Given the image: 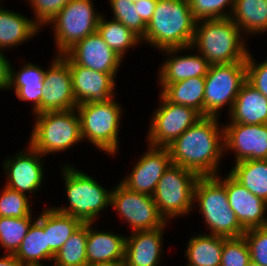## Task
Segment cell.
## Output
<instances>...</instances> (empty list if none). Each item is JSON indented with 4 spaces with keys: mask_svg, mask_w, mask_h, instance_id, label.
<instances>
[{
    "mask_svg": "<svg viewBox=\"0 0 267 266\" xmlns=\"http://www.w3.org/2000/svg\"><path fill=\"white\" fill-rule=\"evenodd\" d=\"M54 56L45 72L41 113L67 111L77 106L69 64L61 55Z\"/></svg>",
    "mask_w": 267,
    "mask_h": 266,
    "instance_id": "cell-17",
    "label": "cell"
},
{
    "mask_svg": "<svg viewBox=\"0 0 267 266\" xmlns=\"http://www.w3.org/2000/svg\"><path fill=\"white\" fill-rule=\"evenodd\" d=\"M61 56L68 63L111 74L115 79L122 60L125 61L105 43L97 31L74 44Z\"/></svg>",
    "mask_w": 267,
    "mask_h": 266,
    "instance_id": "cell-15",
    "label": "cell"
},
{
    "mask_svg": "<svg viewBox=\"0 0 267 266\" xmlns=\"http://www.w3.org/2000/svg\"><path fill=\"white\" fill-rule=\"evenodd\" d=\"M68 64L77 105L115 97L116 79L111 74L94 71L76 63Z\"/></svg>",
    "mask_w": 267,
    "mask_h": 266,
    "instance_id": "cell-19",
    "label": "cell"
},
{
    "mask_svg": "<svg viewBox=\"0 0 267 266\" xmlns=\"http://www.w3.org/2000/svg\"><path fill=\"white\" fill-rule=\"evenodd\" d=\"M152 113L147 145L167 147L202 116L193 108L169 102L161 93Z\"/></svg>",
    "mask_w": 267,
    "mask_h": 266,
    "instance_id": "cell-12",
    "label": "cell"
},
{
    "mask_svg": "<svg viewBox=\"0 0 267 266\" xmlns=\"http://www.w3.org/2000/svg\"><path fill=\"white\" fill-rule=\"evenodd\" d=\"M157 1L158 0H138L134 2L135 7H137L139 12V16L146 24L152 19Z\"/></svg>",
    "mask_w": 267,
    "mask_h": 266,
    "instance_id": "cell-42",
    "label": "cell"
},
{
    "mask_svg": "<svg viewBox=\"0 0 267 266\" xmlns=\"http://www.w3.org/2000/svg\"><path fill=\"white\" fill-rule=\"evenodd\" d=\"M169 102L193 108L204 116L205 77H193L175 83H158Z\"/></svg>",
    "mask_w": 267,
    "mask_h": 266,
    "instance_id": "cell-27",
    "label": "cell"
},
{
    "mask_svg": "<svg viewBox=\"0 0 267 266\" xmlns=\"http://www.w3.org/2000/svg\"><path fill=\"white\" fill-rule=\"evenodd\" d=\"M115 97L105 101L86 102L76 106L81 137L98 151L115 157L119 150L120 124L124 109ZM112 155V156H111Z\"/></svg>",
    "mask_w": 267,
    "mask_h": 266,
    "instance_id": "cell-5",
    "label": "cell"
},
{
    "mask_svg": "<svg viewBox=\"0 0 267 266\" xmlns=\"http://www.w3.org/2000/svg\"><path fill=\"white\" fill-rule=\"evenodd\" d=\"M1 6L3 5H0V51L11 50L38 36L42 29L33 18Z\"/></svg>",
    "mask_w": 267,
    "mask_h": 266,
    "instance_id": "cell-25",
    "label": "cell"
},
{
    "mask_svg": "<svg viewBox=\"0 0 267 266\" xmlns=\"http://www.w3.org/2000/svg\"><path fill=\"white\" fill-rule=\"evenodd\" d=\"M245 40L231 18L200 20L190 50H197L210 65L235 63L246 61L250 49Z\"/></svg>",
    "mask_w": 267,
    "mask_h": 266,
    "instance_id": "cell-3",
    "label": "cell"
},
{
    "mask_svg": "<svg viewBox=\"0 0 267 266\" xmlns=\"http://www.w3.org/2000/svg\"><path fill=\"white\" fill-rule=\"evenodd\" d=\"M190 47L166 49L160 51L164 58V62L160 65L158 71V83H175L193 77H205L207 75L210 64L197 51L196 54H186ZM182 51V52H181ZM179 53H182L178 55ZM166 54V55H164Z\"/></svg>",
    "mask_w": 267,
    "mask_h": 266,
    "instance_id": "cell-21",
    "label": "cell"
},
{
    "mask_svg": "<svg viewBox=\"0 0 267 266\" xmlns=\"http://www.w3.org/2000/svg\"><path fill=\"white\" fill-rule=\"evenodd\" d=\"M234 2L235 0H190L189 4L195 19L200 21L230 18Z\"/></svg>",
    "mask_w": 267,
    "mask_h": 266,
    "instance_id": "cell-37",
    "label": "cell"
},
{
    "mask_svg": "<svg viewBox=\"0 0 267 266\" xmlns=\"http://www.w3.org/2000/svg\"><path fill=\"white\" fill-rule=\"evenodd\" d=\"M230 18L245 38L267 33V0H235Z\"/></svg>",
    "mask_w": 267,
    "mask_h": 266,
    "instance_id": "cell-29",
    "label": "cell"
},
{
    "mask_svg": "<svg viewBox=\"0 0 267 266\" xmlns=\"http://www.w3.org/2000/svg\"><path fill=\"white\" fill-rule=\"evenodd\" d=\"M44 156L29 144L23 150L4 159L5 186L29 198L43 186L45 176Z\"/></svg>",
    "mask_w": 267,
    "mask_h": 266,
    "instance_id": "cell-13",
    "label": "cell"
},
{
    "mask_svg": "<svg viewBox=\"0 0 267 266\" xmlns=\"http://www.w3.org/2000/svg\"><path fill=\"white\" fill-rule=\"evenodd\" d=\"M0 266H25L21 264L12 254H3L0 257Z\"/></svg>",
    "mask_w": 267,
    "mask_h": 266,
    "instance_id": "cell-44",
    "label": "cell"
},
{
    "mask_svg": "<svg viewBox=\"0 0 267 266\" xmlns=\"http://www.w3.org/2000/svg\"><path fill=\"white\" fill-rule=\"evenodd\" d=\"M75 167L68 163L61 164L59 171L62 174L68 205L53 207L61 213L79 219L82 223H94L99 214L110 207L112 189L107 190L96 181V178Z\"/></svg>",
    "mask_w": 267,
    "mask_h": 266,
    "instance_id": "cell-4",
    "label": "cell"
},
{
    "mask_svg": "<svg viewBox=\"0 0 267 266\" xmlns=\"http://www.w3.org/2000/svg\"><path fill=\"white\" fill-rule=\"evenodd\" d=\"M0 192V217L34 216L29 197L4 185Z\"/></svg>",
    "mask_w": 267,
    "mask_h": 266,
    "instance_id": "cell-36",
    "label": "cell"
},
{
    "mask_svg": "<svg viewBox=\"0 0 267 266\" xmlns=\"http://www.w3.org/2000/svg\"><path fill=\"white\" fill-rule=\"evenodd\" d=\"M28 144L41 155L68 151L82 142L80 118L76 108L67 111L34 114Z\"/></svg>",
    "mask_w": 267,
    "mask_h": 266,
    "instance_id": "cell-7",
    "label": "cell"
},
{
    "mask_svg": "<svg viewBox=\"0 0 267 266\" xmlns=\"http://www.w3.org/2000/svg\"><path fill=\"white\" fill-rule=\"evenodd\" d=\"M33 218L34 216L0 217V246L4 248L6 254L14 255L16 253L31 224L36 220Z\"/></svg>",
    "mask_w": 267,
    "mask_h": 266,
    "instance_id": "cell-34",
    "label": "cell"
},
{
    "mask_svg": "<svg viewBox=\"0 0 267 266\" xmlns=\"http://www.w3.org/2000/svg\"><path fill=\"white\" fill-rule=\"evenodd\" d=\"M110 206L124 222L129 223L131 232L154 230L167 223L153 196L131 191L120 182L112 187Z\"/></svg>",
    "mask_w": 267,
    "mask_h": 266,
    "instance_id": "cell-11",
    "label": "cell"
},
{
    "mask_svg": "<svg viewBox=\"0 0 267 266\" xmlns=\"http://www.w3.org/2000/svg\"><path fill=\"white\" fill-rule=\"evenodd\" d=\"M147 149L129 175L118 182L131 191L153 196L158 181L172 162L167 147L148 145Z\"/></svg>",
    "mask_w": 267,
    "mask_h": 266,
    "instance_id": "cell-16",
    "label": "cell"
},
{
    "mask_svg": "<svg viewBox=\"0 0 267 266\" xmlns=\"http://www.w3.org/2000/svg\"><path fill=\"white\" fill-rule=\"evenodd\" d=\"M197 20L188 1L158 0L142 44L163 51L191 46Z\"/></svg>",
    "mask_w": 267,
    "mask_h": 266,
    "instance_id": "cell-2",
    "label": "cell"
},
{
    "mask_svg": "<svg viewBox=\"0 0 267 266\" xmlns=\"http://www.w3.org/2000/svg\"><path fill=\"white\" fill-rule=\"evenodd\" d=\"M227 116L229 123L267 124V98L246 80Z\"/></svg>",
    "mask_w": 267,
    "mask_h": 266,
    "instance_id": "cell-24",
    "label": "cell"
},
{
    "mask_svg": "<svg viewBox=\"0 0 267 266\" xmlns=\"http://www.w3.org/2000/svg\"><path fill=\"white\" fill-rule=\"evenodd\" d=\"M245 81V61L210 65L205 76L204 116L220 117L226 105L229 113Z\"/></svg>",
    "mask_w": 267,
    "mask_h": 266,
    "instance_id": "cell-10",
    "label": "cell"
},
{
    "mask_svg": "<svg viewBox=\"0 0 267 266\" xmlns=\"http://www.w3.org/2000/svg\"><path fill=\"white\" fill-rule=\"evenodd\" d=\"M93 266H125V264H124V262H115V263L93 265Z\"/></svg>",
    "mask_w": 267,
    "mask_h": 266,
    "instance_id": "cell-45",
    "label": "cell"
},
{
    "mask_svg": "<svg viewBox=\"0 0 267 266\" xmlns=\"http://www.w3.org/2000/svg\"><path fill=\"white\" fill-rule=\"evenodd\" d=\"M223 128L224 155L232 151L235 163L267 159V124L226 123Z\"/></svg>",
    "mask_w": 267,
    "mask_h": 266,
    "instance_id": "cell-14",
    "label": "cell"
},
{
    "mask_svg": "<svg viewBox=\"0 0 267 266\" xmlns=\"http://www.w3.org/2000/svg\"><path fill=\"white\" fill-rule=\"evenodd\" d=\"M169 222L154 230L133 231L126 237L125 266H159L163 259V237Z\"/></svg>",
    "mask_w": 267,
    "mask_h": 266,
    "instance_id": "cell-20",
    "label": "cell"
},
{
    "mask_svg": "<svg viewBox=\"0 0 267 266\" xmlns=\"http://www.w3.org/2000/svg\"><path fill=\"white\" fill-rule=\"evenodd\" d=\"M224 186L231 209L245 230L267 226V203L249 192L229 172L215 176Z\"/></svg>",
    "mask_w": 267,
    "mask_h": 266,
    "instance_id": "cell-18",
    "label": "cell"
},
{
    "mask_svg": "<svg viewBox=\"0 0 267 266\" xmlns=\"http://www.w3.org/2000/svg\"><path fill=\"white\" fill-rule=\"evenodd\" d=\"M233 165L229 173L249 192L267 203V159L243 160Z\"/></svg>",
    "mask_w": 267,
    "mask_h": 266,
    "instance_id": "cell-31",
    "label": "cell"
},
{
    "mask_svg": "<svg viewBox=\"0 0 267 266\" xmlns=\"http://www.w3.org/2000/svg\"><path fill=\"white\" fill-rule=\"evenodd\" d=\"M34 11L33 21L42 29L71 0H27Z\"/></svg>",
    "mask_w": 267,
    "mask_h": 266,
    "instance_id": "cell-40",
    "label": "cell"
},
{
    "mask_svg": "<svg viewBox=\"0 0 267 266\" xmlns=\"http://www.w3.org/2000/svg\"><path fill=\"white\" fill-rule=\"evenodd\" d=\"M251 261L244 236L223 237L221 266H246Z\"/></svg>",
    "mask_w": 267,
    "mask_h": 266,
    "instance_id": "cell-38",
    "label": "cell"
},
{
    "mask_svg": "<svg viewBox=\"0 0 267 266\" xmlns=\"http://www.w3.org/2000/svg\"><path fill=\"white\" fill-rule=\"evenodd\" d=\"M193 203L199 207L197 209L210 230L209 234L229 238L245 233L246 230L229 205L225 186L215 176L198 178Z\"/></svg>",
    "mask_w": 267,
    "mask_h": 266,
    "instance_id": "cell-6",
    "label": "cell"
},
{
    "mask_svg": "<svg viewBox=\"0 0 267 266\" xmlns=\"http://www.w3.org/2000/svg\"><path fill=\"white\" fill-rule=\"evenodd\" d=\"M186 266H221L223 236L205 233L192 235L186 244Z\"/></svg>",
    "mask_w": 267,
    "mask_h": 266,
    "instance_id": "cell-28",
    "label": "cell"
},
{
    "mask_svg": "<svg viewBox=\"0 0 267 266\" xmlns=\"http://www.w3.org/2000/svg\"><path fill=\"white\" fill-rule=\"evenodd\" d=\"M248 52L246 58V80L267 98V58L257 62Z\"/></svg>",
    "mask_w": 267,
    "mask_h": 266,
    "instance_id": "cell-41",
    "label": "cell"
},
{
    "mask_svg": "<svg viewBox=\"0 0 267 266\" xmlns=\"http://www.w3.org/2000/svg\"><path fill=\"white\" fill-rule=\"evenodd\" d=\"M246 266H260V265L250 261Z\"/></svg>",
    "mask_w": 267,
    "mask_h": 266,
    "instance_id": "cell-46",
    "label": "cell"
},
{
    "mask_svg": "<svg viewBox=\"0 0 267 266\" xmlns=\"http://www.w3.org/2000/svg\"><path fill=\"white\" fill-rule=\"evenodd\" d=\"M44 233L47 239V262H53L56 253L68 238L83 224L79 219L45 206Z\"/></svg>",
    "mask_w": 267,
    "mask_h": 266,
    "instance_id": "cell-26",
    "label": "cell"
},
{
    "mask_svg": "<svg viewBox=\"0 0 267 266\" xmlns=\"http://www.w3.org/2000/svg\"><path fill=\"white\" fill-rule=\"evenodd\" d=\"M20 70L14 69L10 63L9 91L13 89L20 101L32 103V113L41 114V99L44 92L45 72L35 63L25 62Z\"/></svg>",
    "mask_w": 267,
    "mask_h": 266,
    "instance_id": "cell-23",
    "label": "cell"
},
{
    "mask_svg": "<svg viewBox=\"0 0 267 266\" xmlns=\"http://www.w3.org/2000/svg\"><path fill=\"white\" fill-rule=\"evenodd\" d=\"M219 119L202 116L167 146L172 164L180 165L199 177L218 175L224 157V128Z\"/></svg>",
    "mask_w": 267,
    "mask_h": 266,
    "instance_id": "cell-1",
    "label": "cell"
},
{
    "mask_svg": "<svg viewBox=\"0 0 267 266\" xmlns=\"http://www.w3.org/2000/svg\"><path fill=\"white\" fill-rule=\"evenodd\" d=\"M87 235L88 223H83L56 253L53 266H88Z\"/></svg>",
    "mask_w": 267,
    "mask_h": 266,
    "instance_id": "cell-33",
    "label": "cell"
},
{
    "mask_svg": "<svg viewBox=\"0 0 267 266\" xmlns=\"http://www.w3.org/2000/svg\"><path fill=\"white\" fill-rule=\"evenodd\" d=\"M94 0H71L47 24L53 29L55 54L62 55L74 44L97 30L101 14Z\"/></svg>",
    "mask_w": 267,
    "mask_h": 266,
    "instance_id": "cell-9",
    "label": "cell"
},
{
    "mask_svg": "<svg viewBox=\"0 0 267 266\" xmlns=\"http://www.w3.org/2000/svg\"><path fill=\"white\" fill-rule=\"evenodd\" d=\"M112 19L123 23L130 31L143 39L147 24L139 16L137 7L130 0H109Z\"/></svg>",
    "mask_w": 267,
    "mask_h": 266,
    "instance_id": "cell-35",
    "label": "cell"
},
{
    "mask_svg": "<svg viewBox=\"0 0 267 266\" xmlns=\"http://www.w3.org/2000/svg\"><path fill=\"white\" fill-rule=\"evenodd\" d=\"M198 178L196 173L172 163L165 170L156 185L153 199L167 222L189 215L194 209V188Z\"/></svg>",
    "mask_w": 267,
    "mask_h": 266,
    "instance_id": "cell-8",
    "label": "cell"
},
{
    "mask_svg": "<svg viewBox=\"0 0 267 266\" xmlns=\"http://www.w3.org/2000/svg\"><path fill=\"white\" fill-rule=\"evenodd\" d=\"M10 60L0 51V90H9Z\"/></svg>",
    "mask_w": 267,
    "mask_h": 266,
    "instance_id": "cell-43",
    "label": "cell"
},
{
    "mask_svg": "<svg viewBox=\"0 0 267 266\" xmlns=\"http://www.w3.org/2000/svg\"><path fill=\"white\" fill-rule=\"evenodd\" d=\"M104 13L101 14L97 32L105 43L122 59L128 53V49L142 44L141 39L130 31L123 23L114 19L106 20ZM137 45V46H136Z\"/></svg>",
    "mask_w": 267,
    "mask_h": 266,
    "instance_id": "cell-32",
    "label": "cell"
},
{
    "mask_svg": "<svg viewBox=\"0 0 267 266\" xmlns=\"http://www.w3.org/2000/svg\"><path fill=\"white\" fill-rule=\"evenodd\" d=\"M88 223L86 256L88 266L124 262L126 235L101 231ZM95 228V229H93Z\"/></svg>",
    "mask_w": 267,
    "mask_h": 266,
    "instance_id": "cell-22",
    "label": "cell"
},
{
    "mask_svg": "<svg viewBox=\"0 0 267 266\" xmlns=\"http://www.w3.org/2000/svg\"><path fill=\"white\" fill-rule=\"evenodd\" d=\"M243 236L249 247L251 261L267 266V226L248 229Z\"/></svg>",
    "mask_w": 267,
    "mask_h": 266,
    "instance_id": "cell-39",
    "label": "cell"
},
{
    "mask_svg": "<svg viewBox=\"0 0 267 266\" xmlns=\"http://www.w3.org/2000/svg\"><path fill=\"white\" fill-rule=\"evenodd\" d=\"M14 257L25 266H47V239L44 233V210L31 224ZM42 261V262H41ZM44 261V262H43Z\"/></svg>",
    "mask_w": 267,
    "mask_h": 266,
    "instance_id": "cell-30",
    "label": "cell"
}]
</instances>
